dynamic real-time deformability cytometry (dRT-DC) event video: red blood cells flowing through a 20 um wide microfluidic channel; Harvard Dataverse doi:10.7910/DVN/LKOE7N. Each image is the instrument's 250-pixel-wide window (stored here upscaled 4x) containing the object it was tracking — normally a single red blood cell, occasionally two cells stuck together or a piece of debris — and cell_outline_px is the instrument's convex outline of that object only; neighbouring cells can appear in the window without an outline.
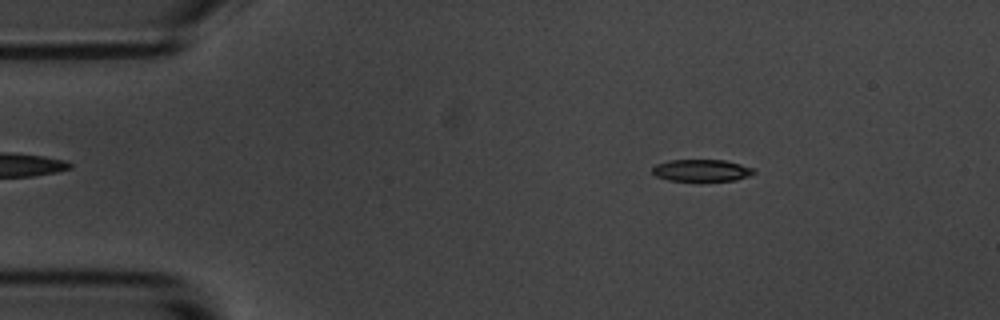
{"species": "common noctule bat (a hibernating species)", "species_latin": "Nyctalus noctula", "temperature_condition": "room temperature", "stored_images_in_passage": 4, "camera_frame_rate_fps": 3000, "um_per_image_px": 0.085, "animal": {"sex": "male", "body_mass_g": 20.1, "forearm_length_mm": 53.5}, "frame": {"image": 1, "passage_image": 2, "time_ms": 1.0, "image_size_px": [1000, 320], "cell_outline_px": [[756, 172], [748, 176], [736, 180], [668, 180], [656, 176], [652, 172], [652, 168], [656, 164], [668, 160], [724, 160], [740, 164], [752, 168]], "centroid_in_image_um": [59.61, 14.47], "position_along_channel_um": 25.4, "area_um2": 12.77}}